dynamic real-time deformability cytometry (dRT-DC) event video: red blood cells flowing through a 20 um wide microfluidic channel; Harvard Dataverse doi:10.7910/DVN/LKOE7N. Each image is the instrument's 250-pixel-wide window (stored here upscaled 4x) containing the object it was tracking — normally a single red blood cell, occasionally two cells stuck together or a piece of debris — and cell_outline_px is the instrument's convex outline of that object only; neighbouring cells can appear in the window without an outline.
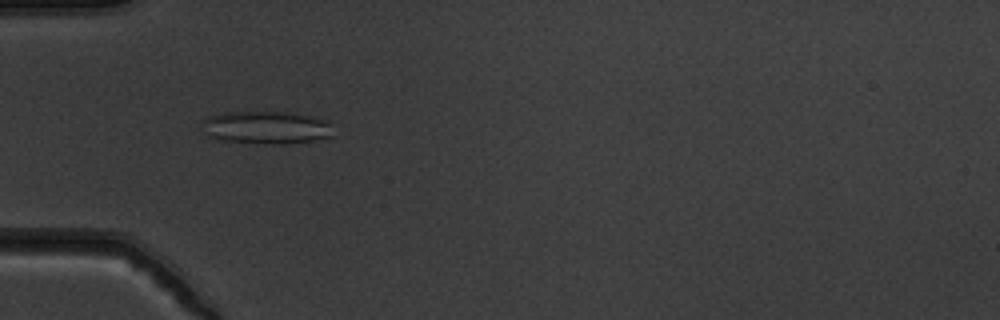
{"species": "common noctule bat (a hibernating species)", "species_latin": "Nyctalus noctula", "temperature_condition": "warm", "stored_images_in_passage": 55, "camera_frame_rate_fps": 3000, "um_per_image_px": 0.085, "animal": {"sex": "male", "body_mass_g": 19.5, "forearm_length_mm": 54.6}, "frame": {"image": 1, "passage_image": 19, "time_ms": 6.0, "image_size_px": [1000, 320], "cell_outline_px": [[324, 136], [308, 140], [236, 140], [216, 136], [216, 120], [224, 116], [296, 116], [312, 120], [324, 124]], "centroid_in_image_um": [22.83, 10.89], "position_along_channel_um": 62.2, "area_um2": 17.34}}
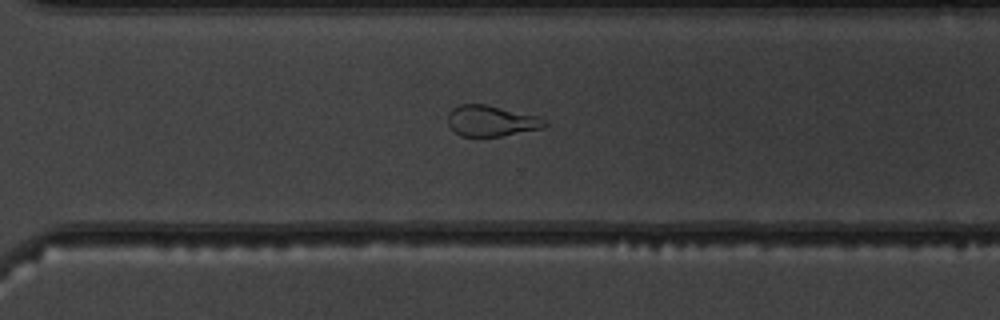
{"frame": {"image": 2, "passage_image": 40, "time_ms": 13.0, "image_size_px": [1000, 320], "cell_outline_px": [[548, 124], [540, 128], [500, 136], [464, 136], [456, 132], [452, 128], [448, 116], [456, 108], [464, 104], [484, 104], [532, 116]], "centroid_in_image_um": [41.71, 10.29], "position_along_channel_um": 328.9, "area_um2": 16.18}}
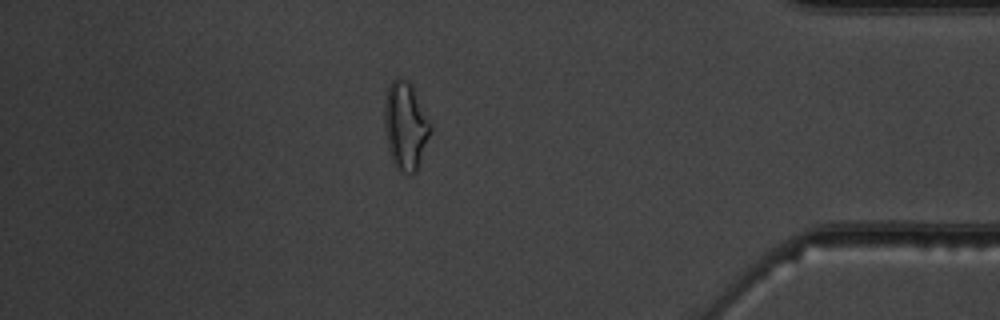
{"frame": {"image": 3, "passage_image": 48, "time_ms": 15.667, "image_size_px": [1000, 320], "cell_outline_px": [[428, 136], [416, 168], [412, 172], [400, 164], [396, 160], [392, 152], [388, 132], [388, 96], [392, 84], [396, 80], [408, 84], [428, 124]], "centroid_in_image_um": [34.51, 10.7], "position_along_channel_um": 400.7, "area_um2": 18.84}, "authors_computed_cell_mechanics": {"area_um2": 17.9758, "velocity_mm_per_s": 3.8597, "shape_relaxation_time_tau1_ms": null, "shape_relaxation_time_tau2_ms": 1.0087, "deformation_change_tau1": null, "deformation_change_tau2": 0.0666}}